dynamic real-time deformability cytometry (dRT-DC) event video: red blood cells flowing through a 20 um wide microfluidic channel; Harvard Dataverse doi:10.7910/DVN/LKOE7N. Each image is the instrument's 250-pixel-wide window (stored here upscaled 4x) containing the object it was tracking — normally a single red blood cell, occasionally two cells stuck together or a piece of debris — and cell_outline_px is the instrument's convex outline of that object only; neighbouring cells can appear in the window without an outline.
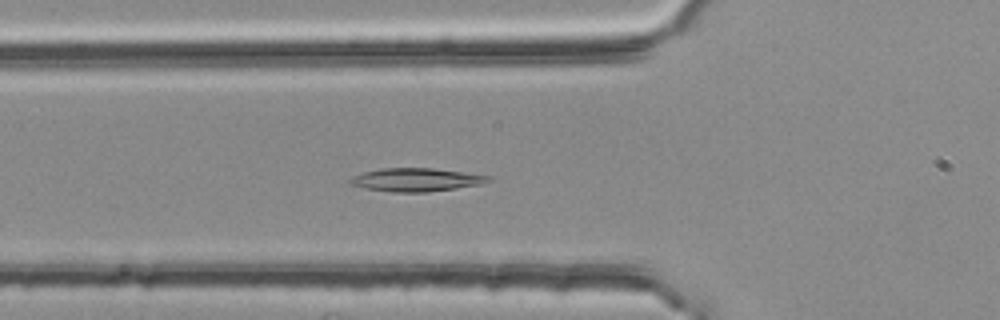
{"species": "common noctule bat (a hibernating species)", "species_latin": "Nyctalus noctula", "temperature_condition": "room temperature", "stored_images_in_passage": 6, "camera_frame_rate_fps": 3000, "um_per_image_px": 0.085, "animal": {"sex": "female", "body_mass_g": 25.1}, "frame": {"image": 1, "passage_image": 2, "time_ms": 0.333, "image_size_px": [1000, 320], "cell_outline_px": [[492, 180], [480, 184], [456, 188], [428, 192], [392, 192], [368, 188], [352, 184], [348, 180], [352, 176], [364, 172], [380, 168], [432, 168], [492, 176]], "centroid_in_image_um": [35.39, 15.27], "position_along_channel_um": 90.4, "area_um2": 18.55}}